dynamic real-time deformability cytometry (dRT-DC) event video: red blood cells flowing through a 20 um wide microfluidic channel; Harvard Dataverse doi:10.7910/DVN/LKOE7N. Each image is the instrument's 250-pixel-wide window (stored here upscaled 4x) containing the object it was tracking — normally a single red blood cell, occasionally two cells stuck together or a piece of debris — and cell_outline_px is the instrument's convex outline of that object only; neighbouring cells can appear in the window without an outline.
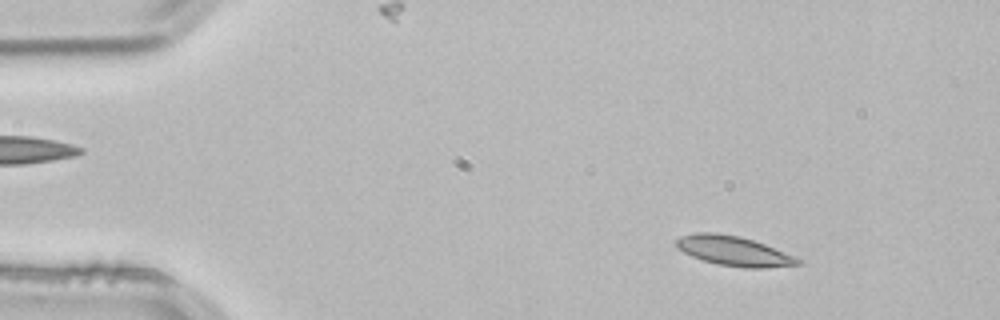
{"species": "common noctule bat (a hibernating species)", "species_latin": "Nyctalus noctula", "temperature_condition": "room temperature", "stored_images_in_passage": 52, "camera_frame_rate_fps": 3000, "um_per_image_px": 0.085, "animal": {"sex": "male", "body_mass_g": 21.5, "forearm_length_mm": 52.0}, "frame": {"image": 1, "passage_image": 6, "time_ms": 1.667, "image_size_px": [1000, 320], "cell_outline_px": [[804, 264], [764, 268], [744, 268], [720, 264], [704, 260], [692, 256], [676, 248], [676, 240], [680, 236], [696, 232], [716, 232], [740, 236], [764, 244], [796, 256], [804, 260]], "centroid_in_image_um": [62.41, 21.33], "position_along_channel_um": 22.6, "area_um2": 21.15}}
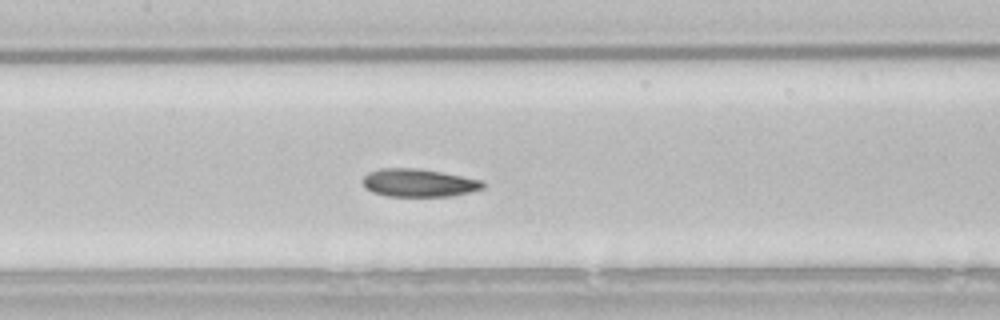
{"frame": {"image": 2, "passage_image": 24, "time_ms": 7.667, "image_size_px": [1000, 320], "cell_outline_px": [[484, 188], [452, 196], [384, 196], [372, 192], [364, 188], [364, 176], [368, 172], [380, 168], [420, 168], [484, 180]], "centroid_in_image_um": [35.58, 15.54], "position_along_channel_um": 171.8, "area_um2": 19.71}}
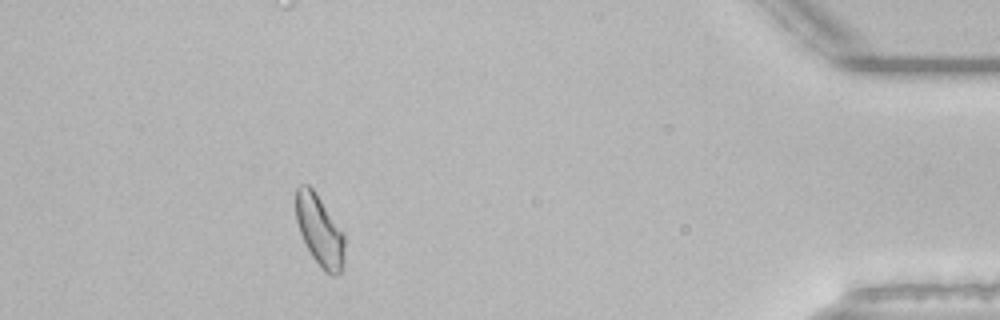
{"frame": {"image": 3, "passage_image": 47, "time_ms": 15.333, "image_size_px": [1000, 320], "cell_outline_px": [[344, 264], [340, 276], [332, 276], [324, 272], [312, 256], [300, 232], [296, 220], [296, 188], [300, 184], [308, 184], [312, 188], [344, 232]], "centroid_in_image_um": [27.19, 19.64], "position_along_channel_um": 408.0, "area_um2": 20.23}, "authors_computed_cell_mechanics": {"area_um2": 19.9988, "velocity_mm_per_s": 3.8121, "shape_relaxation_time_tau1_ms": 4.3086, "shape_relaxation_time_tau2_ms": 3.9521, "deformation_change_tau1": 0.1212, "deformation_change_tau2": 0.1021}}